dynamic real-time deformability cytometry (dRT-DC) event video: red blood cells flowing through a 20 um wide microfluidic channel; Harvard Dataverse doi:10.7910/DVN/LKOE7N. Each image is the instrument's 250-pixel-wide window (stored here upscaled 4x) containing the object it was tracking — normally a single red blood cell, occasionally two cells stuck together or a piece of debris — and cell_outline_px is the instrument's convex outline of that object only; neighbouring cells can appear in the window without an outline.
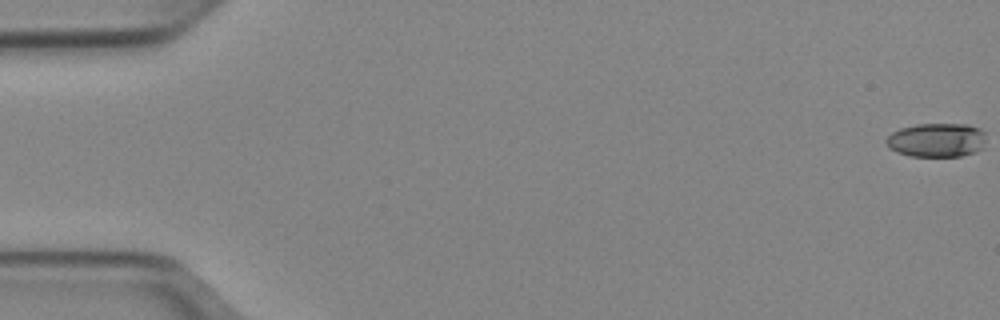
{"species": "Egyptian fruit bat (a non-hibernating species)", "species_latin": "Rousettus aegyptiacus", "temperature_condition": "cold", "stored_images_in_passage": 52, "camera_frame_rate_fps": 3000, "um_per_image_px": 0.085, "animal": {"sex": "female"}, "frame": {"image": 1, "passage_image": 1, "time_ms": 0.0, "image_size_px": [1000, 320], "cell_outline_px": [[984, 148], [976, 152], [960, 156], [908, 156], [896, 152], [888, 148], [884, 140], [892, 132], [900, 128], [916, 124], [968, 124], [980, 128], [984, 132]], "centroid_in_image_um": [79.6, 11.9], "position_along_channel_um": 5.4, "area_um2": 20.06}}
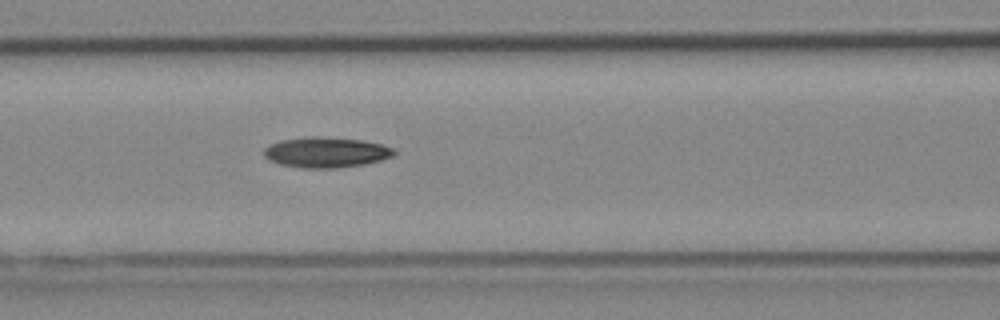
{"frame": {"image": 2, "passage_image": 23, "time_ms": 7.333, "image_size_px": [1000, 320], "cell_outline_px": [[396, 156], [364, 164], [336, 168], [300, 168], [280, 164], [268, 160], [264, 156], [264, 148], [268, 144], [280, 140], [304, 136], [316, 136], [360, 140], [380, 144], [392, 148], [396, 152]], "centroid_in_image_um": [27.67, 12.95], "position_along_channel_um": 138.9, "area_um2": 23.24}}
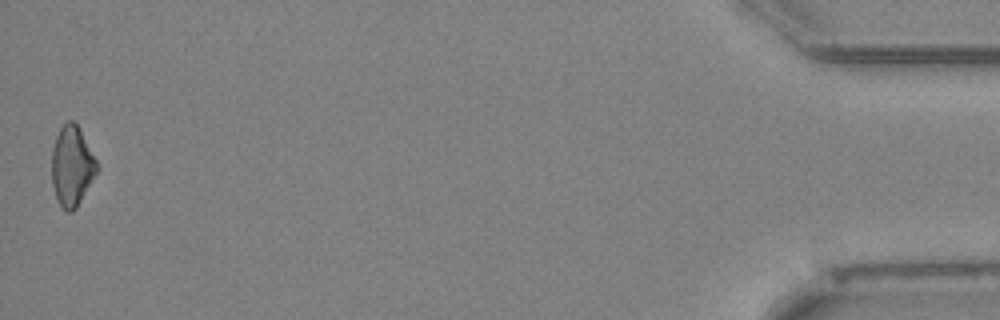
{"frame": {"image": 3, "passage_image": 52, "time_ms": 17.0, "image_size_px": [1000, 320], "cell_outline_px": [[100, 168], [76, 208], [72, 212], [68, 212], [56, 200], [52, 184], [52, 148], [56, 136], [60, 128], [68, 120], [72, 120], [80, 128]], "centroid_in_image_um": [6.12, 14.11], "position_along_channel_um": 429.1, "area_um2": 21.1}}